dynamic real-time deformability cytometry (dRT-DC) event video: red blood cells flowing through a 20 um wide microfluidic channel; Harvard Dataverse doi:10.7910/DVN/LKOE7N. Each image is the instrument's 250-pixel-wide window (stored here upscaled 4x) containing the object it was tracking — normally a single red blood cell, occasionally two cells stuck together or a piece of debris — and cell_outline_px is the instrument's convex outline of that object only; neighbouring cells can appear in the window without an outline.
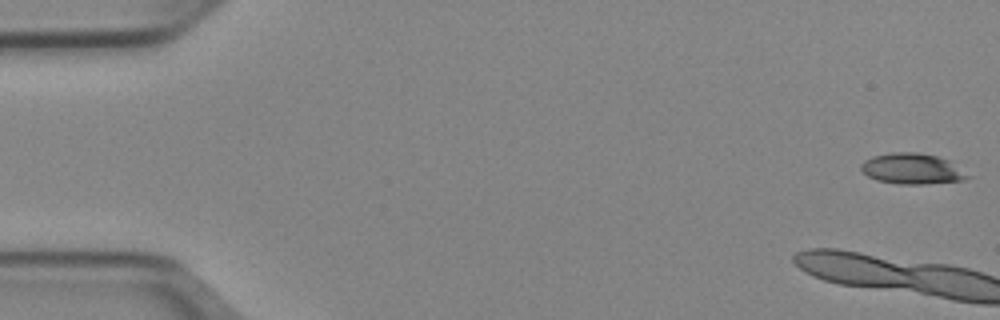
{"species": "Egyptian fruit bat (a non-hibernating species)", "species_latin": "Rousettus aegyptiacus", "temperature_condition": "cold", "stored_images_in_passage": 12, "camera_frame_rate_fps": 3000, "um_per_image_px": 0.085, "animal": {"sex": "female"}, "frame": {"image": 1, "passage_image": 1, "time_ms": 0.0, "image_size_px": [1000, 320], "cell_outline_px": [[972, 176], [964, 180], [924, 184], [900, 184], [876, 180], [868, 176], [860, 168], [860, 164], [864, 160], [872, 156], [892, 152], [916, 152], [936, 156], [948, 160]], "centroid_in_image_um": [77.51, 14.34], "position_along_channel_um": 7.5, "area_um2": 19.07}}